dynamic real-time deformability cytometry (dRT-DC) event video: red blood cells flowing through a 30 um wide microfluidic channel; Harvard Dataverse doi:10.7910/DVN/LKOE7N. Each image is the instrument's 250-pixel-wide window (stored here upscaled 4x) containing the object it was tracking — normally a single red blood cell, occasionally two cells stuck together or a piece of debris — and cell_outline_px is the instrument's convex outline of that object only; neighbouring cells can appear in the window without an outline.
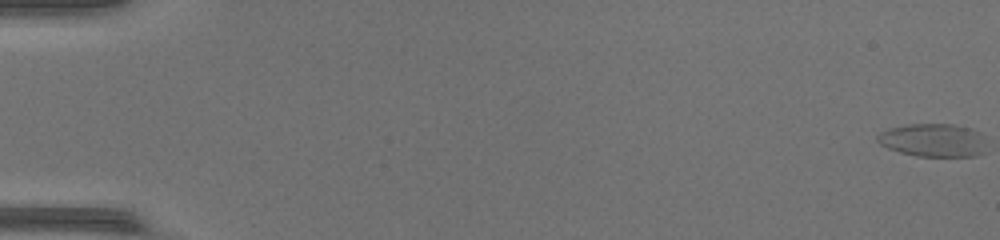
{"species": "common noctule bat (a hibernating species)", "species_latin": "Nyctalus noctula", "temperature_condition": "warm", "stored_images_in_passage": 15, "camera_frame_rate_fps": 3000, "um_per_image_px": 0.085, "animal": {"sex": "female", "body_mass_g": 17.0, "forearm_length_mm": 48.0}, "frame": {"image": 1, "passage_image": 1, "time_ms": 0.0, "image_size_px": [1000, 240], "cell_outline_px": [[980, 152], [976, 156], [916, 156], [900, 152], [888, 148], [880, 144], [876, 140], [876, 136], [880, 132], [888, 128], [908, 124], [952, 124], [968, 128], [976, 140]], "centroid_in_image_um": [79.05, 11.91], "position_along_channel_um": 5.9, "area_um2": 19.88}}